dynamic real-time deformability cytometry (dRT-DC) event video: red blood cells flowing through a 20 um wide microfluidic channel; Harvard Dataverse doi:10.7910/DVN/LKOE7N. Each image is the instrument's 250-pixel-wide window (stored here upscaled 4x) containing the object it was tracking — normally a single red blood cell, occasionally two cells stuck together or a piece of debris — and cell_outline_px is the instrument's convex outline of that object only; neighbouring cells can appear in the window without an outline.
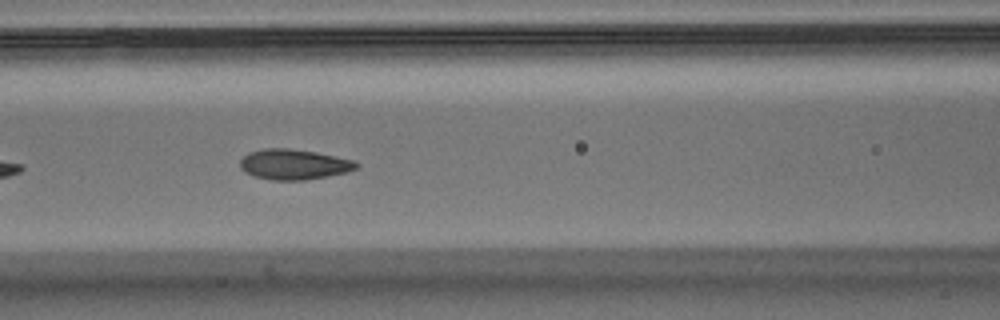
{"species": "Egyptian fruit bat (a non-hibernating species)", "species_latin": "Rousettus aegyptiacus", "temperature_condition": "warm", "stored_images_in_passage": 13, "camera_frame_rate_fps": 3000, "um_per_image_px": 0.085, "animal": {"sex": "male"}, "frame": {"image": 1, "passage_image": 10, "time_ms": 3.0, "image_size_px": [1000, 320], "cell_outline_px": [[360, 164], [356, 168], [348, 172], [328, 176], [304, 180], [272, 180], [252, 176], [244, 172], [240, 168], [240, 160], [248, 152], [264, 148], [288, 148], [316, 152], [356, 160]], "centroid_in_image_um": [24.98, 13.97], "position_along_channel_um": 141.6, "area_um2": 20.81}}